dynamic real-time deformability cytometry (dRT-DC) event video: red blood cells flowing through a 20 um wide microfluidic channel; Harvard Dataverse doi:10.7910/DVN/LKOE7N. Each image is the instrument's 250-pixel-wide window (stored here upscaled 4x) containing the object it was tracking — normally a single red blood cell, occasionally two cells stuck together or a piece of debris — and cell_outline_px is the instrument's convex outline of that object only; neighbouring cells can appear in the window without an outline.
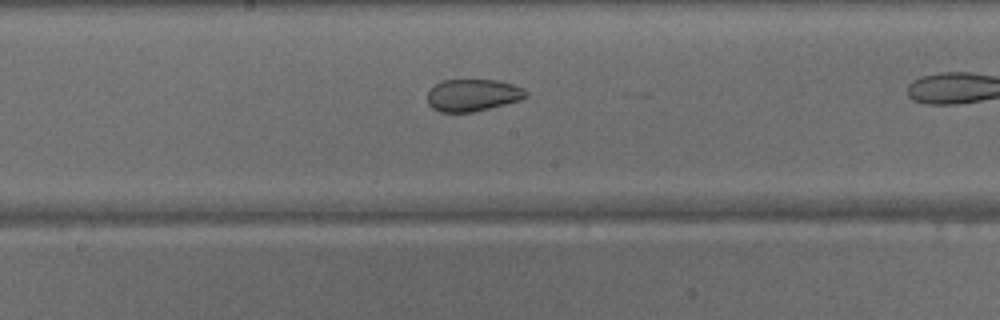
{"species": "common noctule bat (a hibernating species)", "species_latin": "Nyctalus noctula", "temperature_condition": "warm", "stored_images_in_passage": 25, "camera_frame_rate_fps": 3000, "um_per_image_px": 0.085, "animal": {"sex": "male", "body_mass_g": 15.6}, "frame": {"image": 1, "passage_image": 15, "time_ms": 4.667, "image_size_px": [1000, 320], "cell_outline_px": [[528, 96], [520, 100], [472, 112], [440, 112], [432, 108], [428, 104], [428, 92], [436, 84], [444, 80], [496, 80], [512, 84], [524, 88], [528, 92]], "centroid_in_image_um": [40.2, 8.09], "position_along_channel_um": 208.0, "area_um2": 18.32}}
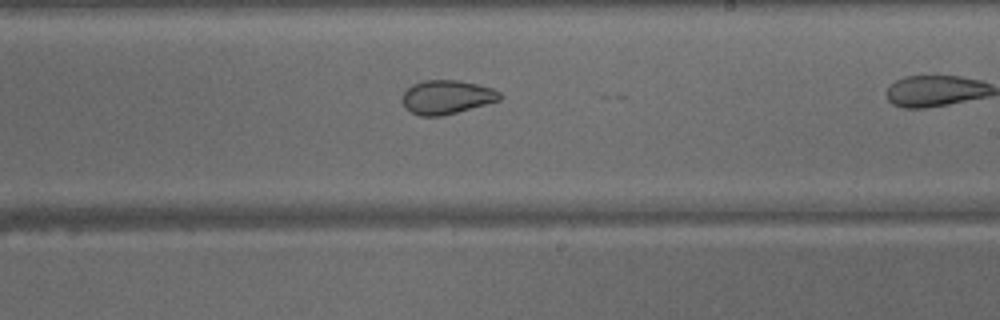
{"frame": {"image": 2, "passage_image": 18, "time_ms": 5.667, "image_size_px": [1000, 320], "cell_outline_px": [[504, 96], [500, 100], [456, 112], [440, 116], [420, 116], [412, 112], [404, 104], [404, 92], [412, 84], [424, 80], [460, 80], [492, 88], [500, 92]], "centroid_in_image_um": [38.01, 8.24], "position_along_channel_um": 251.0, "area_um2": 18.96}}